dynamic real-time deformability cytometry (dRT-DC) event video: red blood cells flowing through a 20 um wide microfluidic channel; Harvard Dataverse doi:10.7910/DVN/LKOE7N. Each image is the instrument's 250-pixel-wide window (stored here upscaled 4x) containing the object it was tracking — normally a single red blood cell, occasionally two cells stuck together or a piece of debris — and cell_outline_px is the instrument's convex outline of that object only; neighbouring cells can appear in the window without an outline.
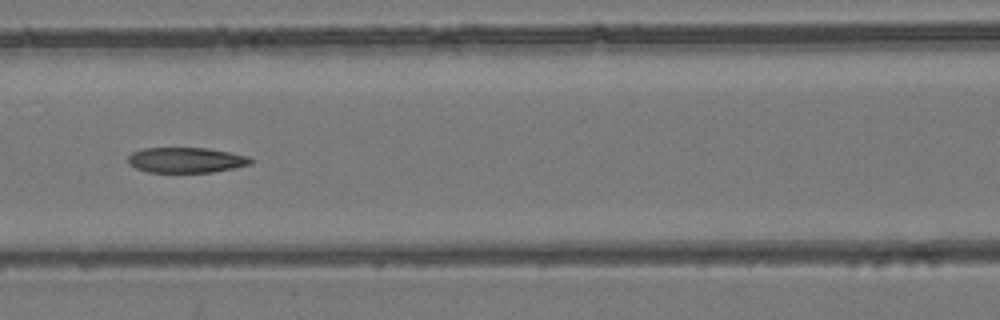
{"species": "common noctule bat (a hibernating species)", "species_latin": "Nyctalus noctula", "temperature_condition": "room temperature", "stored_images_in_passage": 6, "camera_frame_rate_fps": 3000, "um_per_image_px": 0.085, "animal": {"sex": "female", "body_mass_g": 24.6, "forearm_length_mm": 56.2}, "frame": {"image": 1, "passage_image": 6, "time_ms": 5.667, "image_size_px": [1000, 320], "cell_outline_px": [[252, 164], [236, 168], [212, 172], [148, 172], [136, 168], [128, 164], [128, 156], [132, 152], [144, 148], [208, 148], [248, 156], [252, 160]], "centroid_in_image_um": [15.82, 13.61], "position_along_channel_um": 150.8, "area_um2": 18.15}}